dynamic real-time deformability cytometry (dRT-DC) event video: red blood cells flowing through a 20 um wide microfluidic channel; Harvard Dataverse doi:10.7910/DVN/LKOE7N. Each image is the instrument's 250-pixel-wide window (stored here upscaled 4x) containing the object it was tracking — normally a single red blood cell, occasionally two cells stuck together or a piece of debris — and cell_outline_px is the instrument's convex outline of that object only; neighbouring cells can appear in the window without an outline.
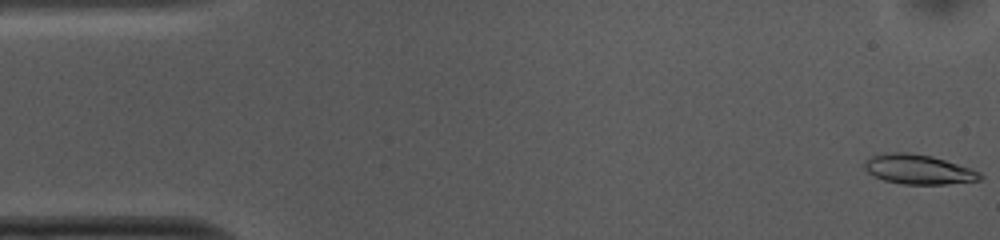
{"species": "common noctule bat (a hibernating species)", "species_latin": "Nyctalus noctula", "temperature_condition": "cold", "stored_images_in_passage": 53, "camera_frame_rate_fps": 3000, "um_per_image_px": 0.085, "animal": {"sex": "female", "body_mass_g": 10.0, "forearm_length_mm": 53.1}, "frame": {"image": 1, "passage_image": 1, "time_ms": 0.0, "image_size_px": [1000, 240], "cell_outline_px": [[984, 176], [980, 180], [948, 184], [900, 184], [884, 180], [868, 172], [864, 168], [864, 160], [872, 156], [892, 152], [904, 152], [932, 156], [972, 168], [980, 172]], "centroid_in_image_um": [78.1, 14.4], "position_along_channel_um": 6.9, "area_um2": 19.94}}
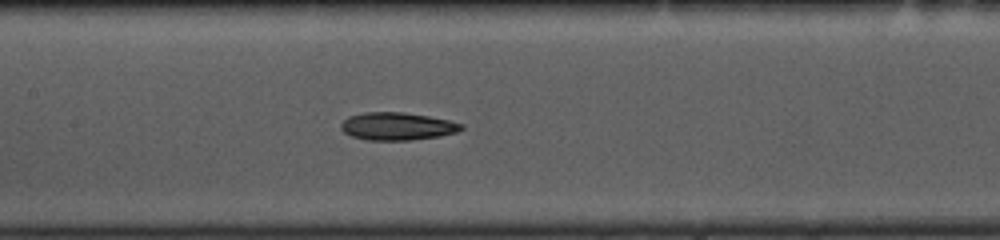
{"frame": {"image": 2, "passage_image": 24, "time_ms": 7.667, "image_size_px": [1000, 240], "cell_outline_px": [[464, 128], [456, 132], [440, 136], [408, 140], [364, 140], [352, 136], [344, 132], [340, 128], [340, 124], [348, 116], [364, 112], [404, 112], [428, 116], [448, 120], [464, 124]], "centroid_in_image_um": [33.74, 10.73], "position_along_channel_um": 173.7, "area_um2": 19.48}}
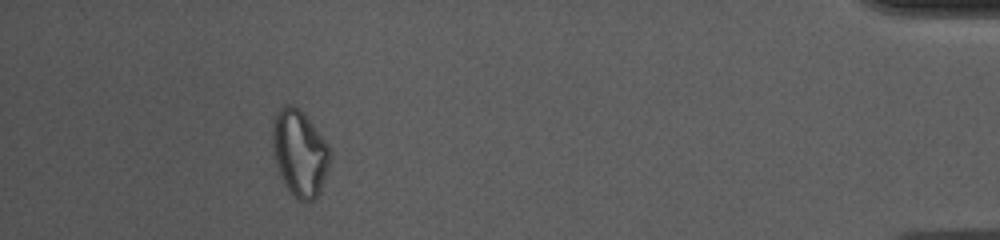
{"frame": {"image": 3, "passage_image": 48, "time_ms": 15.667, "image_size_px": [1000, 240], "cell_outline_px": [[332, 160], [320, 192], [312, 200], [300, 200], [292, 196], [276, 164], [272, 144], [272, 128], [276, 112], [284, 104], [292, 104], [300, 108], [332, 148]], "centroid_in_image_um": [25.51, 12.97], "position_along_channel_um": 409.7, "area_um2": 29.19}, "authors_computed_cell_mechanics": {"area_um2": 19.5364, "velocity_mm_per_s": 3.7398, "shape_relaxation_time_tau1_ms": 7.5356, "shape_relaxation_time_tau2_ms": null, "deformation_change_tau1": 0.1861, "deformation_change_tau2": null}}